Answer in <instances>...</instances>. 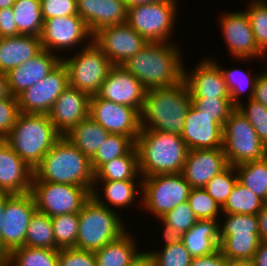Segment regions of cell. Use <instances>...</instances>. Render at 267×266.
Returning <instances> with one entry per match:
<instances>
[{
    "label": "cell",
    "instance_id": "1",
    "mask_svg": "<svg viewBox=\"0 0 267 266\" xmlns=\"http://www.w3.org/2000/svg\"><path fill=\"white\" fill-rule=\"evenodd\" d=\"M182 55L174 42H149L121 66L146 90L170 87L183 81Z\"/></svg>",
    "mask_w": 267,
    "mask_h": 266
},
{
    "label": "cell",
    "instance_id": "2",
    "mask_svg": "<svg viewBox=\"0 0 267 266\" xmlns=\"http://www.w3.org/2000/svg\"><path fill=\"white\" fill-rule=\"evenodd\" d=\"M32 181L71 184L85 187L92 193L94 171L91 159L61 136L34 168Z\"/></svg>",
    "mask_w": 267,
    "mask_h": 266
},
{
    "label": "cell",
    "instance_id": "3",
    "mask_svg": "<svg viewBox=\"0 0 267 266\" xmlns=\"http://www.w3.org/2000/svg\"><path fill=\"white\" fill-rule=\"evenodd\" d=\"M191 104L184 80L170 87L147 90L140 113L141 129L181 135Z\"/></svg>",
    "mask_w": 267,
    "mask_h": 266
},
{
    "label": "cell",
    "instance_id": "4",
    "mask_svg": "<svg viewBox=\"0 0 267 266\" xmlns=\"http://www.w3.org/2000/svg\"><path fill=\"white\" fill-rule=\"evenodd\" d=\"M141 177L182 173L188 148L179 134L141 129L136 139Z\"/></svg>",
    "mask_w": 267,
    "mask_h": 266
},
{
    "label": "cell",
    "instance_id": "5",
    "mask_svg": "<svg viewBox=\"0 0 267 266\" xmlns=\"http://www.w3.org/2000/svg\"><path fill=\"white\" fill-rule=\"evenodd\" d=\"M60 137L48 114L20 112L4 140L34 170Z\"/></svg>",
    "mask_w": 267,
    "mask_h": 266
},
{
    "label": "cell",
    "instance_id": "6",
    "mask_svg": "<svg viewBox=\"0 0 267 266\" xmlns=\"http://www.w3.org/2000/svg\"><path fill=\"white\" fill-rule=\"evenodd\" d=\"M121 215L91 196L79 212L76 249L96 251L127 231Z\"/></svg>",
    "mask_w": 267,
    "mask_h": 266
},
{
    "label": "cell",
    "instance_id": "7",
    "mask_svg": "<svg viewBox=\"0 0 267 266\" xmlns=\"http://www.w3.org/2000/svg\"><path fill=\"white\" fill-rule=\"evenodd\" d=\"M222 148L228 165L234 167L262 160L267 156V147L259 139L248 119L237 108L231 112L223 126Z\"/></svg>",
    "mask_w": 267,
    "mask_h": 266
},
{
    "label": "cell",
    "instance_id": "8",
    "mask_svg": "<svg viewBox=\"0 0 267 266\" xmlns=\"http://www.w3.org/2000/svg\"><path fill=\"white\" fill-rule=\"evenodd\" d=\"M191 187L182 173L159 174L142 178L139 203L144 211L161 218L177 205L185 203Z\"/></svg>",
    "mask_w": 267,
    "mask_h": 266
},
{
    "label": "cell",
    "instance_id": "9",
    "mask_svg": "<svg viewBox=\"0 0 267 266\" xmlns=\"http://www.w3.org/2000/svg\"><path fill=\"white\" fill-rule=\"evenodd\" d=\"M177 4L176 0H163L134 5L127 9L126 23L148 43L171 42L177 18Z\"/></svg>",
    "mask_w": 267,
    "mask_h": 266
},
{
    "label": "cell",
    "instance_id": "10",
    "mask_svg": "<svg viewBox=\"0 0 267 266\" xmlns=\"http://www.w3.org/2000/svg\"><path fill=\"white\" fill-rule=\"evenodd\" d=\"M73 55L62 57V62L68 70L69 86L90 97L97 95L113 65L93 41Z\"/></svg>",
    "mask_w": 267,
    "mask_h": 266
},
{
    "label": "cell",
    "instance_id": "11",
    "mask_svg": "<svg viewBox=\"0 0 267 266\" xmlns=\"http://www.w3.org/2000/svg\"><path fill=\"white\" fill-rule=\"evenodd\" d=\"M30 192L35 201L36 211L49 217L79 213L92 196L85 187L48 181H32Z\"/></svg>",
    "mask_w": 267,
    "mask_h": 266
},
{
    "label": "cell",
    "instance_id": "12",
    "mask_svg": "<svg viewBox=\"0 0 267 266\" xmlns=\"http://www.w3.org/2000/svg\"><path fill=\"white\" fill-rule=\"evenodd\" d=\"M36 205L31 192L12 194L4 208L0 237V261L12 250L24 246L27 227Z\"/></svg>",
    "mask_w": 267,
    "mask_h": 266
},
{
    "label": "cell",
    "instance_id": "13",
    "mask_svg": "<svg viewBox=\"0 0 267 266\" xmlns=\"http://www.w3.org/2000/svg\"><path fill=\"white\" fill-rule=\"evenodd\" d=\"M92 37L93 35L79 15L59 16L44 20L40 36L42 48L51 53L57 50V55L61 50L71 51L84 43L87 46L92 41Z\"/></svg>",
    "mask_w": 267,
    "mask_h": 266
},
{
    "label": "cell",
    "instance_id": "14",
    "mask_svg": "<svg viewBox=\"0 0 267 266\" xmlns=\"http://www.w3.org/2000/svg\"><path fill=\"white\" fill-rule=\"evenodd\" d=\"M68 85V70L61 61L45 78L17 96L19 112L48 114Z\"/></svg>",
    "mask_w": 267,
    "mask_h": 266
},
{
    "label": "cell",
    "instance_id": "15",
    "mask_svg": "<svg viewBox=\"0 0 267 266\" xmlns=\"http://www.w3.org/2000/svg\"><path fill=\"white\" fill-rule=\"evenodd\" d=\"M220 20L223 41H225L230 55L237 60L248 61L252 59L267 60V56L258 48L251 28L249 18L245 11H232L223 13Z\"/></svg>",
    "mask_w": 267,
    "mask_h": 266
},
{
    "label": "cell",
    "instance_id": "16",
    "mask_svg": "<svg viewBox=\"0 0 267 266\" xmlns=\"http://www.w3.org/2000/svg\"><path fill=\"white\" fill-rule=\"evenodd\" d=\"M89 117L112 134L131 137L135 142L140 133V113L132 107L116 104L100 98L90 97Z\"/></svg>",
    "mask_w": 267,
    "mask_h": 266
},
{
    "label": "cell",
    "instance_id": "17",
    "mask_svg": "<svg viewBox=\"0 0 267 266\" xmlns=\"http://www.w3.org/2000/svg\"><path fill=\"white\" fill-rule=\"evenodd\" d=\"M92 41L101 49L112 65H123L148 43L127 23L99 29L93 34Z\"/></svg>",
    "mask_w": 267,
    "mask_h": 266
},
{
    "label": "cell",
    "instance_id": "18",
    "mask_svg": "<svg viewBox=\"0 0 267 266\" xmlns=\"http://www.w3.org/2000/svg\"><path fill=\"white\" fill-rule=\"evenodd\" d=\"M146 91L142 83L125 68L113 65L97 95L116 104L135 108L141 113Z\"/></svg>",
    "mask_w": 267,
    "mask_h": 266
},
{
    "label": "cell",
    "instance_id": "19",
    "mask_svg": "<svg viewBox=\"0 0 267 266\" xmlns=\"http://www.w3.org/2000/svg\"><path fill=\"white\" fill-rule=\"evenodd\" d=\"M89 103L88 94L68 85L48 113L56 131L65 136L82 120L89 117Z\"/></svg>",
    "mask_w": 267,
    "mask_h": 266
},
{
    "label": "cell",
    "instance_id": "20",
    "mask_svg": "<svg viewBox=\"0 0 267 266\" xmlns=\"http://www.w3.org/2000/svg\"><path fill=\"white\" fill-rule=\"evenodd\" d=\"M181 137L189 150L222 148L223 126L191 104Z\"/></svg>",
    "mask_w": 267,
    "mask_h": 266
},
{
    "label": "cell",
    "instance_id": "21",
    "mask_svg": "<svg viewBox=\"0 0 267 266\" xmlns=\"http://www.w3.org/2000/svg\"><path fill=\"white\" fill-rule=\"evenodd\" d=\"M189 71L184 67L183 80L191 98H230L224 76L210 57L200 60L195 68Z\"/></svg>",
    "mask_w": 267,
    "mask_h": 266
},
{
    "label": "cell",
    "instance_id": "22",
    "mask_svg": "<svg viewBox=\"0 0 267 266\" xmlns=\"http://www.w3.org/2000/svg\"><path fill=\"white\" fill-rule=\"evenodd\" d=\"M227 166L223 148L188 150L182 174L191 188H203Z\"/></svg>",
    "mask_w": 267,
    "mask_h": 266
},
{
    "label": "cell",
    "instance_id": "23",
    "mask_svg": "<svg viewBox=\"0 0 267 266\" xmlns=\"http://www.w3.org/2000/svg\"><path fill=\"white\" fill-rule=\"evenodd\" d=\"M33 170L0 139V191L23 194L31 191Z\"/></svg>",
    "mask_w": 267,
    "mask_h": 266
},
{
    "label": "cell",
    "instance_id": "24",
    "mask_svg": "<svg viewBox=\"0 0 267 266\" xmlns=\"http://www.w3.org/2000/svg\"><path fill=\"white\" fill-rule=\"evenodd\" d=\"M61 61L62 56L43 49L34 58L10 70L6 75L12 96L17 97L24 90L41 81Z\"/></svg>",
    "mask_w": 267,
    "mask_h": 266
},
{
    "label": "cell",
    "instance_id": "25",
    "mask_svg": "<svg viewBox=\"0 0 267 266\" xmlns=\"http://www.w3.org/2000/svg\"><path fill=\"white\" fill-rule=\"evenodd\" d=\"M78 15L93 35L99 29L126 23L127 8L123 0H76Z\"/></svg>",
    "mask_w": 267,
    "mask_h": 266
},
{
    "label": "cell",
    "instance_id": "26",
    "mask_svg": "<svg viewBox=\"0 0 267 266\" xmlns=\"http://www.w3.org/2000/svg\"><path fill=\"white\" fill-rule=\"evenodd\" d=\"M43 50L41 38L33 35H17L0 38V72L8 73Z\"/></svg>",
    "mask_w": 267,
    "mask_h": 266
},
{
    "label": "cell",
    "instance_id": "27",
    "mask_svg": "<svg viewBox=\"0 0 267 266\" xmlns=\"http://www.w3.org/2000/svg\"><path fill=\"white\" fill-rule=\"evenodd\" d=\"M182 242L190 255L200 257L219 250V220L203 219L182 235Z\"/></svg>",
    "mask_w": 267,
    "mask_h": 266
},
{
    "label": "cell",
    "instance_id": "28",
    "mask_svg": "<svg viewBox=\"0 0 267 266\" xmlns=\"http://www.w3.org/2000/svg\"><path fill=\"white\" fill-rule=\"evenodd\" d=\"M137 182V184H136ZM103 190V198L99 196V185ZM140 187L138 188V186ZM142 192V180H123V181H94L92 196L102 205L113 210V207L118 209L128 208L135 205L137 194ZM107 203V204H106ZM111 207V208H110Z\"/></svg>",
    "mask_w": 267,
    "mask_h": 266
},
{
    "label": "cell",
    "instance_id": "29",
    "mask_svg": "<svg viewBox=\"0 0 267 266\" xmlns=\"http://www.w3.org/2000/svg\"><path fill=\"white\" fill-rule=\"evenodd\" d=\"M129 230L119 238L94 251L96 266H127L139 252ZM131 235V236H130Z\"/></svg>",
    "mask_w": 267,
    "mask_h": 266
},
{
    "label": "cell",
    "instance_id": "30",
    "mask_svg": "<svg viewBox=\"0 0 267 266\" xmlns=\"http://www.w3.org/2000/svg\"><path fill=\"white\" fill-rule=\"evenodd\" d=\"M109 132L90 117L77 124L65 137L90 159L106 140Z\"/></svg>",
    "mask_w": 267,
    "mask_h": 266
},
{
    "label": "cell",
    "instance_id": "31",
    "mask_svg": "<svg viewBox=\"0 0 267 266\" xmlns=\"http://www.w3.org/2000/svg\"><path fill=\"white\" fill-rule=\"evenodd\" d=\"M136 146L127 154L103 164L95 173L94 181L142 180ZM137 178V179H136Z\"/></svg>",
    "mask_w": 267,
    "mask_h": 266
},
{
    "label": "cell",
    "instance_id": "32",
    "mask_svg": "<svg viewBox=\"0 0 267 266\" xmlns=\"http://www.w3.org/2000/svg\"><path fill=\"white\" fill-rule=\"evenodd\" d=\"M59 250L22 246L12 250L0 264L2 266H58Z\"/></svg>",
    "mask_w": 267,
    "mask_h": 266
},
{
    "label": "cell",
    "instance_id": "33",
    "mask_svg": "<svg viewBox=\"0 0 267 266\" xmlns=\"http://www.w3.org/2000/svg\"><path fill=\"white\" fill-rule=\"evenodd\" d=\"M12 10L18 35L41 36L44 19L40 0H16Z\"/></svg>",
    "mask_w": 267,
    "mask_h": 266
},
{
    "label": "cell",
    "instance_id": "34",
    "mask_svg": "<svg viewBox=\"0 0 267 266\" xmlns=\"http://www.w3.org/2000/svg\"><path fill=\"white\" fill-rule=\"evenodd\" d=\"M238 181L266 202L267 198V156L262 160L246 162L235 166Z\"/></svg>",
    "mask_w": 267,
    "mask_h": 266
},
{
    "label": "cell",
    "instance_id": "35",
    "mask_svg": "<svg viewBox=\"0 0 267 266\" xmlns=\"http://www.w3.org/2000/svg\"><path fill=\"white\" fill-rule=\"evenodd\" d=\"M219 238V250L228 260H252L260 242L259 234H231Z\"/></svg>",
    "mask_w": 267,
    "mask_h": 266
},
{
    "label": "cell",
    "instance_id": "36",
    "mask_svg": "<svg viewBox=\"0 0 267 266\" xmlns=\"http://www.w3.org/2000/svg\"><path fill=\"white\" fill-rule=\"evenodd\" d=\"M213 61L219 66L224 76L226 87L230 95V100L235 107H238V105L243 102L241 99V94L245 91L249 92L247 99H253L255 82L258 74H254L255 76L251 77V72H244L242 68L237 69L236 67L235 69L234 67L230 69H224L217 60L215 61L214 59Z\"/></svg>",
    "mask_w": 267,
    "mask_h": 266
},
{
    "label": "cell",
    "instance_id": "37",
    "mask_svg": "<svg viewBox=\"0 0 267 266\" xmlns=\"http://www.w3.org/2000/svg\"><path fill=\"white\" fill-rule=\"evenodd\" d=\"M136 142L127 135L109 133L106 140L100 145L98 151L91 158V166L94 173L105 163L114 158L127 155Z\"/></svg>",
    "mask_w": 267,
    "mask_h": 266
},
{
    "label": "cell",
    "instance_id": "38",
    "mask_svg": "<svg viewBox=\"0 0 267 266\" xmlns=\"http://www.w3.org/2000/svg\"><path fill=\"white\" fill-rule=\"evenodd\" d=\"M24 246L56 249L51 217L35 211L31 216Z\"/></svg>",
    "mask_w": 267,
    "mask_h": 266
},
{
    "label": "cell",
    "instance_id": "39",
    "mask_svg": "<svg viewBox=\"0 0 267 266\" xmlns=\"http://www.w3.org/2000/svg\"><path fill=\"white\" fill-rule=\"evenodd\" d=\"M264 204L261 198L237 181L222 207V214H257Z\"/></svg>",
    "mask_w": 267,
    "mask_h": 266
},
{
    "label": "cell",
    "instance_id": "40",
    "mask_svg": "<svg viewBox=\"0 0 267 266\" xmlns=\"http://www.w3.org/2000/svg\"><path fill=\"white\" fill-rule=\"evenodd\" d=\"M56 250L75 248L78 236L79 213L51 217Z\"/></svg>",
    "mask_w": 267,
    "mask_h": 266
},
{
    "label": "cell",
    "instance_id": "41",
    "mask_svg": "<svg viewBox=\"0 0 267 266\" xmlns=\"http://www.w3.org/2000/svg\"><path fill=\"white\" fill-rule=\"evenodd\" d=\"M238 181L236 169L228 165L222 172L215 175L203 189L217 202L222 208L227 202L231 191Z\"/></svg>",
    "mask_w": 267,
    "mask_h": 266
},
{
    "label": "cell",
    "instance_id": "42",
    "mask_svg": "<svg viewBox=\"0 0 267 266\" xmlns=\"http://www.w3.org/2000/svg\"><path fill=\"white\" fill-rule=\"evenodd\" d=\"M247 8V10H246ZM245 8L258 48L267 56V3L250 0Z\"/></svg>",
    "mask_w": 267,
    "mask_h": 266
},
{
    "label": "cell",
    "instance_id": "43",
    "mask_svg": "<svg viewBox=\"0 0 267 266\" xmlns=\"http://www.w3.org/2000/svg\"><path fill=\"white\" fill-rule=\"evenodd\" d=\"M187 202L198 220L220 221L218 215L222 214V208L203 188H191Z\"/></svg>",
    "mask_w": 267,
    "mask_h": 266
},
{
    "label": "cell",
    "instance_id": "44",
    "mask_svg": "<svg viewBox=\"0 0 267 266\" xmlns=\"http://www.w3.org/2000/svg\"><path fill=\"white\" fill-rule=\"evenodd\" d=\"M226 219L219 221V236L231 234H259L257 214H223ZM223 224V226L221 225Z\"/></svg>",
    "mask_w": 267,
    "mask_h": 266
},
{
    "label": "cell",
    "instance_id": "45",
    "mask_svg": "<svg viewBox=\"0 0 267 266\" xmlns=\"http://www.w3.org/2000/svg\"><path fill=\"white\" fill-rule=\"evenodd\" d=\"M191 101L199 112L211 116L222 126L236 108L230 98H191Z\"/></svg>",
    "mask_w": 267,
    "mask_h": 266
},
{
    "label": "cell",
    "instance_id": "46",
    "mask_svg": "<svg viewBox=\"0 0 267 266\" xmlns=\"http://www.w3.org/2000/svg\"><path fill=\"white\" fill-rule=\"evenodd\" d=\"M149 252L152 254L156 266H190L193 258L182 241L165 246L162 250Z\"/></svg>",
    "mask_w": 267,
    "mask_h": 266
},
{
    "label": "cell",
    "instance_id": "47",
    "mask_svg": "<svg viewBox=\"0 0 267 266\" xmlns=\"http://www.w3.org/2000/svg\"><path fill=\"white\" fill-rule=\"evenodd\" d=\"M236 108L248 119L259 139L267 147V108L254 99H248L246 105L241 103Z\"/></svg>",
    "mask_w": 267,
    "mask_h": 266
},
{
    "label": "cell",
    "instance_id": "48",
    "mask_svg": "<svg viewBox=\"0 0 267 266\" xmlns=\"http://www.w3.org/2000/svg\"><path fill=\"white\" fill-rule=\"evenodd\" d=\"M161 219L182 234L187 232L198 220L187 201L177 205Z\"/></svg>",
    "mask_w": 267,
    "mask_h": 266
},
{
    "label": "cell",
    "instance_id": "49",
    "mask_svg": "<svg viewBox=\"0 0 267 266\" xmlns=\"http://www.w3.org/2000/svg\"><path fill=\"white\" fill-rule=\"evenodd\" d=\"M58 266H96L94 251L76 248L59 249Z\"/></svg>",
    "mask_w": 267,
    "mask_h": 266
},
{
    "label": "cell",
    "instance_id": "50",
    "mask_svg": "<svg viewBox=\"0 0 267 266\" xmlns=\"http://www.w3.org/2000/svg\"><path fill=\"white\" fill-rule=\"evenodd\" d=\"M44 20L59 16L78 15L76 0H40Z\"/></svg>",
    "mask_w": 267,
    "mask_h": 266
},
{
    "label": "cell",
    "instance_id": "51",
    "mask_svg": "<svg viewBox=\"0 0 267 266\" xmlns=\"http://www.w3.org/2000/svg\"><path fill=\"white\" fill-rule=\"evenodd\" d=\"M19 113L17 97L0 99V139L9 134Z\"/></svg>",
    "mask_w": 267,
    "mask_h": 266
},
{
    "label": "cell",
    "instance_id": "52",
    "mask_svg": "<svg viewBox=\"0 0 267 266\" xmlns=\"http://www.w3.org/2000/svg\"><path fill=\"white\" fill-rule=\"evenodd\" d=\"M12 7L0 9V38L18 35Z\"/></svg>",
    "mask_w": 267,
    "mask_h": 266
},
{
    "label": "cell",
    "instance_id": "53",
    "mask_svg": "<svg viewBox=\"0 0 267 266\" xmlns=\"http://www.w3.org/2000/svg\"><path fill=\"white\" fill-rule=\"evenodd\" d=\"M190 266H228V259L217 250L209 255L192 258Z\"/></svg>",
    "mask_w": 267,
    "mask_h": 266
},
{
    "label": "cell",
    "instance_id": "54",
    "mask_svg": "<svg viewBox=\"0 0 267 266\" xmlns=\"http://www.w3.org/2000/svg\"><path fill=\"white\" fill-rule=\"evenodd\" d=\"M260 73L256 78L253 99L267 108V69Z\"/></svg>",
    "mask_w": 267,
    "mask_h": 266
},
{
    "label": "cell",
    "instance_id": "55",
    "mask_svg": "<svg viewBox=\"0 0 267 266\" xmlns=\"http://www.w3.org/2000/svg\"><path fill=\"white\" fill-rule=\"evenodd\" d=\"M158 220L162 221L163 223V240L164 241V247L165 246H171L173 244H178L182 241V233L178 231L176 228L171 227L169 224L165 223L161 218Z\"/></svg>",
    "mask_w": 267,
    "mask_h": 266
},
{
    "label": "cell",
    "instance_id": "56",
    "mask_svg": "<svg viewBox=\"0 0 267 266\" xmlns=\"http://www.w3.org/2000/svg\"><path fill=\"white\" fill-rule=\"evenodd\" d=\"M127 266H156L149 251L138 252Z\"/></svg>",
    "mask_w": 267,
    "mask_h": 266
},
{
    "label": "cell",
    "instance_id": "57",
    "mask_svg": "<svg viewBox=\"0 0 267 266\" xmlns=\"http://www.w3.org/2000/svg\"><path fill=\"white\" fill-rule=\"evenodd\" d=\"M260 241H267V204L257 213Z\"/></svg>",
    "mask_w": 267,
    "mask_h": 266
},
{
    "label": "cell",
    "instance_id": "58",
    "mask_svg": "<svg viewBox=\"0 0 267 266\" xmlns=\"http://www.w3.org/2000/svg\"><path fill=\"white\" fill-rule=\"evenodd\" d=\"M254 266H267V241H260L252 259Z\"/></svg>",
    "mask_w": 267,
    "mask_h": 266
},
{
    "label": "cell",
    "instance_id": "59",
    "mask_svg": "<svg viewBox=\"0 0 267 266\" xmlns=\"http://www.w3.org/2000/svg\"><path fill=\"white\" fill-rule=\"evenodd\" d=\"M12 94L9 89L8 77L0 72V99L11 98Z\"/></svg>",
    "mask_w": 267,
    "mask_h": 266
},
{
    "label": "cell",
    "instance_id": "60",
    "mask_svg": "<svg viewBox=\"0 0 267 266\" xmlns=\"http://www.w3.org/2000/svg\"><path fill=\"white\" fill-rule=\"evenodd\" d=\"M11 193L0 191V237H1V229H2V220L4 214V208L6 206V201L11 196Z\"/></svg>",
    "mask_w": 267,
    "mask_h": 266
},
{
    "label": "cell",
    "instance_id": "61",
    "mask_svg": "<svg viewBox=\"0 0 267 266\" xmlns=\"http://www.w3.org/2000/svg\"><path fill=\"white\" fill-rule=\"evenodd\" d=\"M123 1H124L126 8L128 9L134 5L157 3L163 0H123Z\"/></svg>",
    "mask_w": 267,
    "mask_h": 266
},
{
    "label": "cell",
    "instance_id": "62",
    "mask_svg": "<svg viewBox=\"0 0 267 266\" xmlns=\"http://www.w3.org/2000/svg\"><path fill=\"white\" fill-rule=\"evenodd\" d=\"M228 266H254V263L252 260L236 259L228 260Z\"/></svg>",
    "mask_w": 267,
    "mask_h": 266
},
{
    "label": "cell",
    "instance_id": "63",
    "mask_svg": "<svg viewBox=\"0 0 267 266\" xmlns=\"http://www.w3.org/2000/svg\"><path fill=\"white\" fill-rule=\"evenodd\" d=\"M15 1L16 0H0V9L12 7Z\"/></svg>",
    "mask_w": 267,
    "mask_h": 266
}]
</instances>
